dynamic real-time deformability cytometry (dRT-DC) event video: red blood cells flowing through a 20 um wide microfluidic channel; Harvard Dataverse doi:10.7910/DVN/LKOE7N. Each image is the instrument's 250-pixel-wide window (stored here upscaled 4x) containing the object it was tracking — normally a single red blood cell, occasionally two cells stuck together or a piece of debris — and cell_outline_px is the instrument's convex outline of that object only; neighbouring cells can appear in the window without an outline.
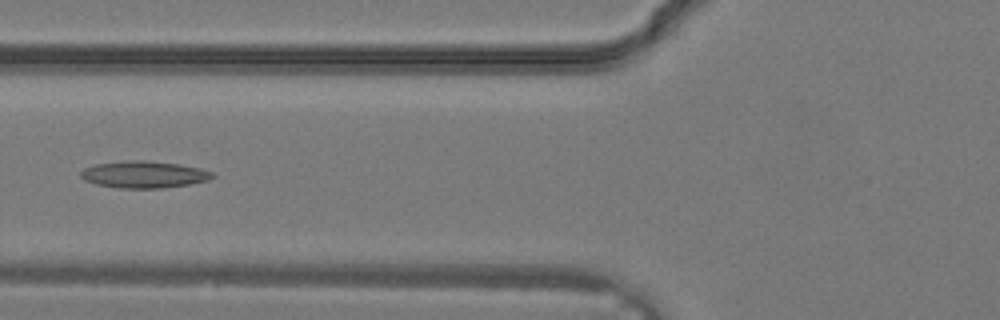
{"species": "common noctule bat (a hibernating species)", "species_latin": "Nyctalus noctula", "temperature_condition": "warm", "stored_images_in_passage": 18, "camera_frame_rate_fps": 3000, "um_per_image_px": 0.085, "animal": {"sex": "male", "body_mass_g": 19.2, "forearm_length_mm": 51.8}, "frame": {"image": 1, "passage_image": 11, "time_ms": 3.333, "image_size_px": [1000, 320], "cell_outline_px": [[216, 176], [208, 180], [188, 184], [160, 188], [120, 188], [96, 184], [84, 180], [80, 176], [80, 172], [84, 168], [96, 164], [128, 160], [144, 160], [180, 164], [200, 168], [212, 172]], "centroid_in_image_um": [12.23, 14.82], "position_along_channel_um": 113.6, "area_um2": 20.58}}
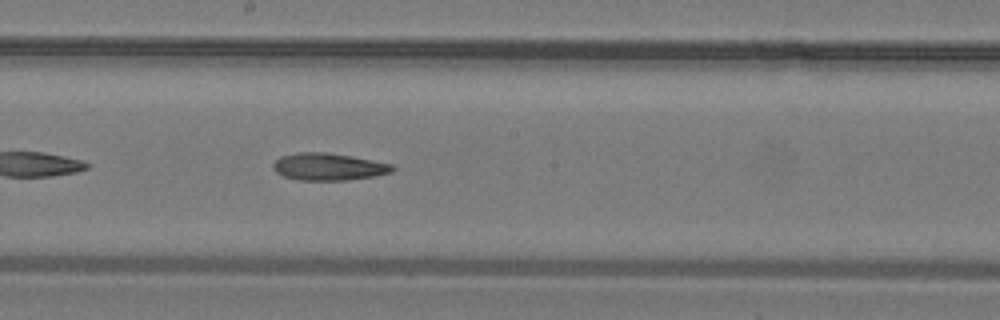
{"frame": {"image": 2, "passage_image": 16, "time_ms": 5.0, "image_size_px": [1000, 320], "cell_outline_px": [[396, 168], [392, 172], [376, 176], [348, 180], [300, 180], [284, 176], [276, 172], [272, 168], [272, 164], [280, 156], [296, 152], [328, 152], [352, 156], [396, 164]], "centroid_in_image_um": [27.97, 14.16], "position_along_channel_um": 220.2, "area_um2": 19.25}}
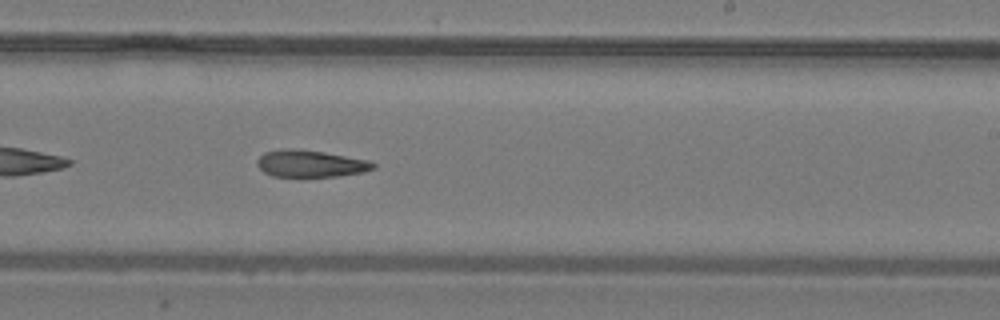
{"frame": {"image": 3, "passage_image": 18, "time_ms": 5.667, "image_size_px": [1000, 320], "cell_outline_px": [[376, 168], [364, 172], [340, 176], [272, 176], [264, 172], [256, 164], [256, 160], [264, 152], [284, 148], [292, 148], [324, 152], [368, 160], [376, 164]], "centroid_in_image_um": [26.39, 13.9], "position_along_channel_um": 262.6, "area_um2": 18.26}}